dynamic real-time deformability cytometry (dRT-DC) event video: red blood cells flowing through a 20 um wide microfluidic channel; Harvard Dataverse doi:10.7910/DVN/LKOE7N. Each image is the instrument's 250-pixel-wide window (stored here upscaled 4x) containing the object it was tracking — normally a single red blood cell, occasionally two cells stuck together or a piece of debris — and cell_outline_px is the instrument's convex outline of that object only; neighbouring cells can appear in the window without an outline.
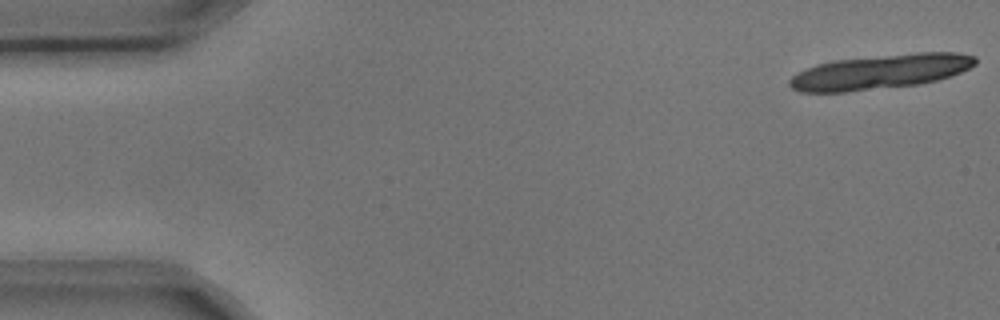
{"species": "common noctule bat (a hibernating species)", "species_latin": "Nyctalus noctula", "temperature_condition": "cold", "stored_images_in_passage": 4, "camera_frame_rate_fps": 3000, "um_per_image_px": 0.085, "animal": {"sex": "male", "body_mass_g": 17.9, "forearm_length_mm": 54.2}, "frame": {"image": 1, "passage_image": 1, "time_ms": 0.0, "image_size_px": [1000, 320], "cell_outline_px": [[976, 64], [960, 72], [936, 80], [920, 84], [844, 92], [800, 92], [792, 88], [788, 84], [788, 80], [796, 72], [816, 64], [836, 60], [916, 52], [956, 52], [976, 56]], "centroid_in_image_um": [74.79, 6.1], "position_along_channel_um": 10.2, "area_um2": 37.4}}